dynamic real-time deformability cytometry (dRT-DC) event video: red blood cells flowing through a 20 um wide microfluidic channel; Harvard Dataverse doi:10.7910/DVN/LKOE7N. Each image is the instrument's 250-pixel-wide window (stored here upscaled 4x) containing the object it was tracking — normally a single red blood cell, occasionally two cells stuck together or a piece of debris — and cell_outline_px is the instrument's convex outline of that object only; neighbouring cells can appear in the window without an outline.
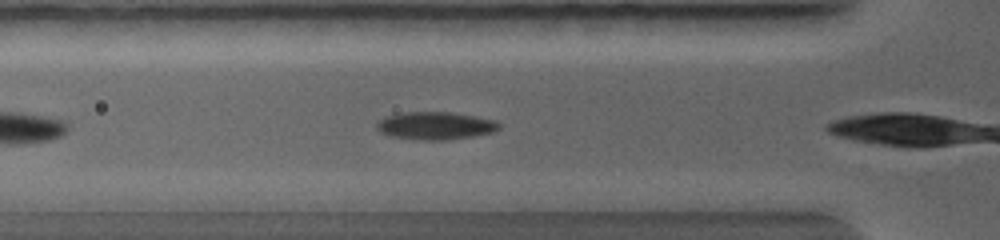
{"species": "common noctule bat (a hibernating species)", "species_latin": "Nyctalus noctula", "temperature_condition": "warm", "stored_images_in_passage": 8, "camera_frame_rate_fps": 5000, "um_per_image_px": 0.085, "animal": {"sex": "female", "body_mass_g": 19.0, "forearm_length_mm": 56.7}, "frame": {"image": 1, "passage_image": 4, "time_ms": 0.8, "image_size_px": [1000, 240], "cell_outline_px": [[500, 124], [496, 128], [488, 132], [468, 136], [436, 140], [432, 140], [400, 136], [384, 132], [380, 128], [380, 120], [392, 116], [412, 112], [440, 112], [468, 116], [492, 120]], "centroid_in_image_um": [37.04, 10.67], "position_along_channel_um": 88.8, "area_um2": 17.69}}